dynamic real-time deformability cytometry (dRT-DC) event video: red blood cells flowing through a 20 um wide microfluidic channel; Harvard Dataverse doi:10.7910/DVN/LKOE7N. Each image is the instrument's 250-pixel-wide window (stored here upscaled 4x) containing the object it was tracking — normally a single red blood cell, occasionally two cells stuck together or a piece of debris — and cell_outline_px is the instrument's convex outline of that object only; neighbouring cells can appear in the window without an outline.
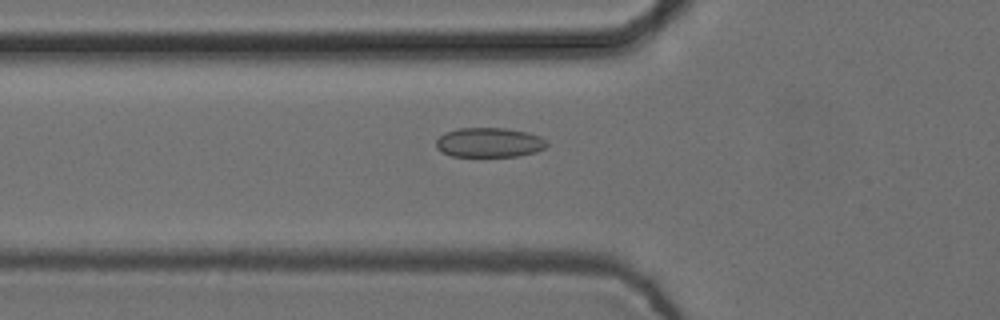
{"species": "common noctule bat (a hibernating species)", "species_latin": "Nyctalus noctula", "temperature_condition": "cold", "stored_images_in_passage": 39, "camera_frame_rate_fps": 3000, "um_per_image_px": 0.085, "animal": {"sex": "female", "body_mass_g": 24.6, "forearm_length_mm": 56.2}, "frame": {"image": 1, "passage_image": 6, "time_ms": 1.667, "image_size_px": [1000, 320], "cell_outline_px": [[548, 144], [544, 148], [536, 152], [520, 156], [452, 156], [440, 152], [436, 148], [436, 140], [444, 132], [460, 128], [504, 128], [524, 132], [540, 136]], "centroid_in_image_um": [41.55, 12.12], "position_along_channel_um": 84.3, "area_um2": 19.07}}
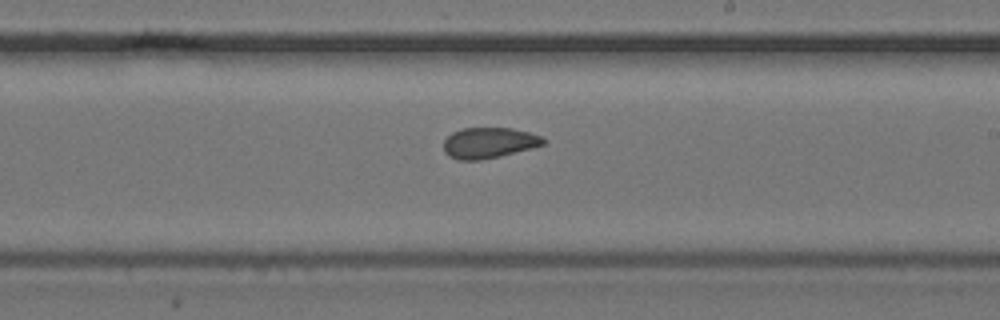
{"frame": {"image": 2, "passage_image": 19, "time_ms": 6.0, "image_size_px": [1000, 320], "cell_outline_px": [[548, 140], [544, 144], [532, 148], [500, 156], [480, 160], [460, 160], [448, 156], [444, 152], [444, 140], [452, 132], [464, 128], [512, 128], [528, 132], [540, 136]], "centroid_in_image_um": [41.56, 12.14], "position_along_channel_um": 247.4, "area_um2": 17.86}}
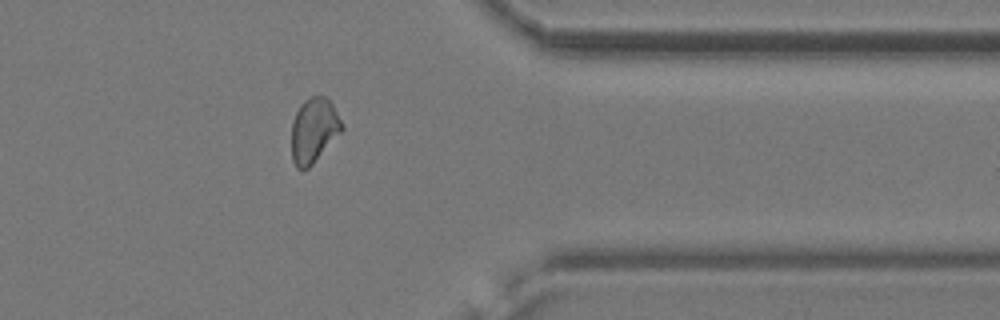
{"frame": {"image": 3, "passage_image": 31, "time_ms": 10.0, "image_size_px": [1000, 320], "cell_outline_px": [[344, 128], [312, 164], [308, 168], [296, 168], [292, 160], [292, 124], [296, 112], [300, 104], [304, 100], [312, 96], [324, 96], [332, 104], [344, 124]], "centroid_in_image_um": [26.67, 11.05], "position_along_channel_um": 384.7, "area_um2": 18.73}}